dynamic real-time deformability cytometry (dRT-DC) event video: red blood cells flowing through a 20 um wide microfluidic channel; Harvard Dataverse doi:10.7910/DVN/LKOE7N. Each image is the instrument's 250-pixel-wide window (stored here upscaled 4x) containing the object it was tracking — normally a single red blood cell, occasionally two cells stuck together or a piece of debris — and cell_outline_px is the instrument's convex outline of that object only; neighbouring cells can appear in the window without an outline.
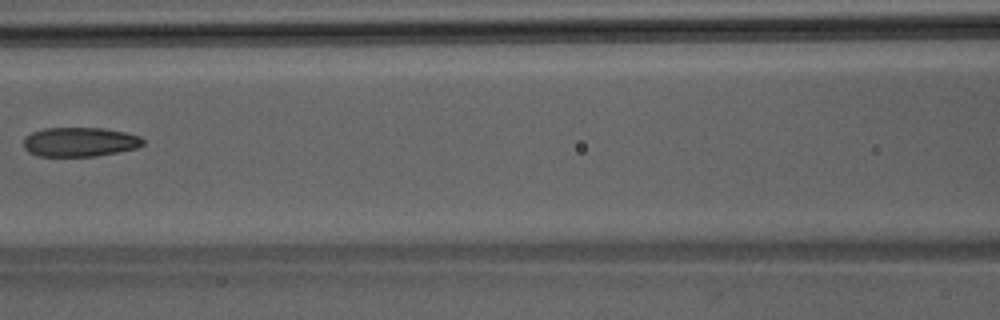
{"species": "Egyptian fruit bat (a non-hibernating species)", "species_latin": "Rousettus aegyptiacus", "temperature_condition": "room temperature", "stored_images_in_passage": 7, "camera_frame_rate_fps": 3000, "um_per_image_px": 0.085, "animal": {"sex": "male"}, "frame": {"image": 1, "passage_image": 7, "time_ms": 2.0, "image_size_px": [1000, 320], "cell_outline_px": [[144, 144], [136, 148], [96, 156], [40, 156], [28, 152], [24, 148], [24, 136], [32, 132], [44, 128], [104, 128], [124, 132], [140, 136], [144, 140]], "centroid_in_image_um": [6.76, 12.06], "position_along_channel_um": 159.8, "area_um2": 20.4}}